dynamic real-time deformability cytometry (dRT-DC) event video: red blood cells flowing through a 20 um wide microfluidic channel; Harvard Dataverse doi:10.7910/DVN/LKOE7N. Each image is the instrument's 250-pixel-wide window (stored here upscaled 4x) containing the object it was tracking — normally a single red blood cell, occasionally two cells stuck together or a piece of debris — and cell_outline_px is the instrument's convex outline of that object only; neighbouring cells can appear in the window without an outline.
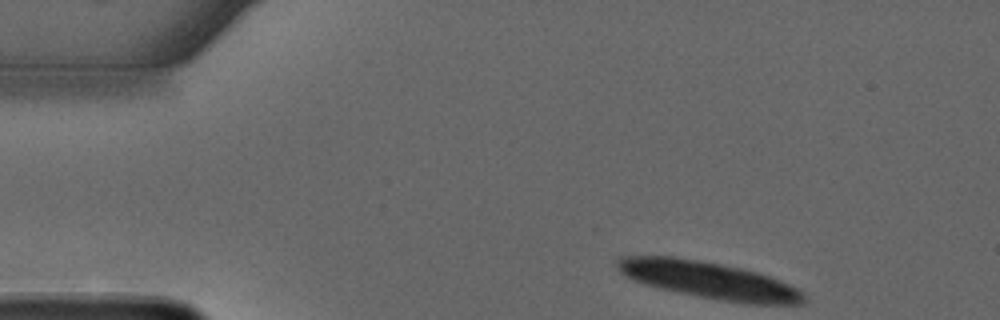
{"species": "common noctule bat (a hibernating species)", "species_latin": "Nyctalus noctula", "temperature_condition": "warm", "stored_images_in_passage": 31, "camera_frame_rate_fps": 3000, "um_per_image_px": 0.085, "animal": {"sex": "male", "forearm_length_mm": 52.5}, "frame": {"image": 1, "passage_image": 1, "time_ms": 0.0, "image_size_px": [1000, 320], "cell_outline_px": [[808, 304], [744, 304], [700, 296], [660, 288], [624, 276], [616, 268], [616, 260], [620, 256], [672, 256], [700, 260], [740, 268], [756, 272], [768, 276], [788, 284], [804, 292], [808, 300]], "centroid_in_image_um": [60.3, 23.81], "position_along_channel_um": 24.7, "area_um2": 40.0}}
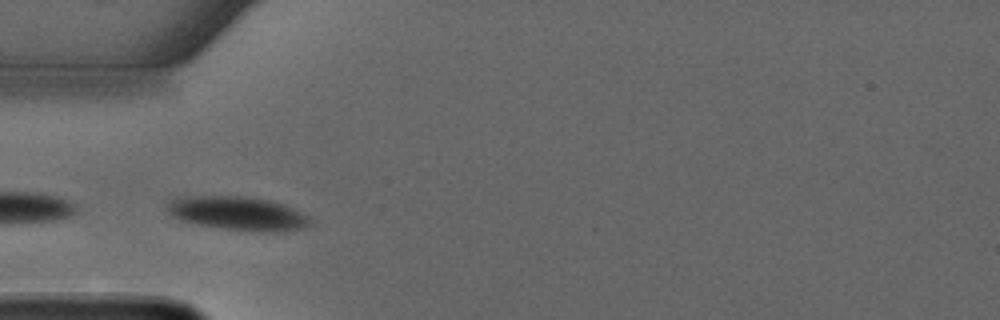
{"frame": {"image": 2, "passage_image": 11, "time_ms": 3.333, "image_size_px": [1000, 320], "cell_outline_px": [[312, 224], [304, 228], [268, 232], [224, 228], [200, 224], [180, 220], [172, 216], [168, 212], [168, 204], [172, 200], [184, 196], [240, 196], [268, 200], [284, 204], [300, 212], [312, 220]], "centroid_in_image_um": [20.23, 18.13], "position_along_channel_um": 64.8, "area_um2": 27.57}}
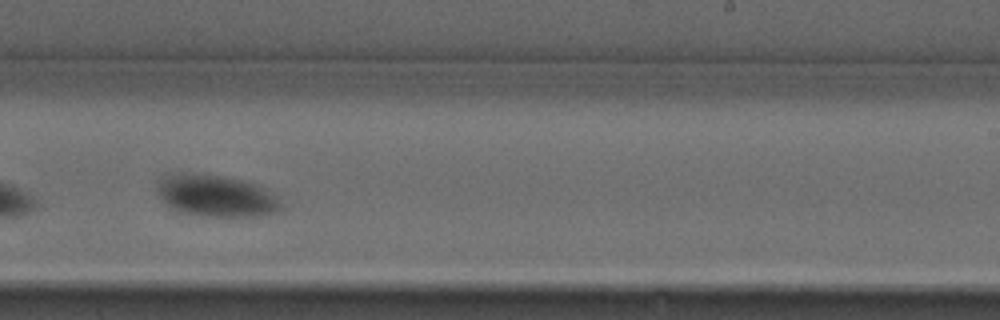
{"frame": {"image": 3, "passage_image": 28, "time_ms": 9.0, "image_size_px": [1000, 320], "cell_outline_px": [[284, 208], [260, 216], [216, 216], [180, 212], [172, 208], [160, 196], [156, 188], [156, 184], [164, 176], [180, 172], [220, 176], [240, 180], [256, 184], [280, 200], [284, 204]], "centroid_in_image_um": [18.35, 16.64], "position_along_channel_um": 270.6, "area_um2": 29.59}}